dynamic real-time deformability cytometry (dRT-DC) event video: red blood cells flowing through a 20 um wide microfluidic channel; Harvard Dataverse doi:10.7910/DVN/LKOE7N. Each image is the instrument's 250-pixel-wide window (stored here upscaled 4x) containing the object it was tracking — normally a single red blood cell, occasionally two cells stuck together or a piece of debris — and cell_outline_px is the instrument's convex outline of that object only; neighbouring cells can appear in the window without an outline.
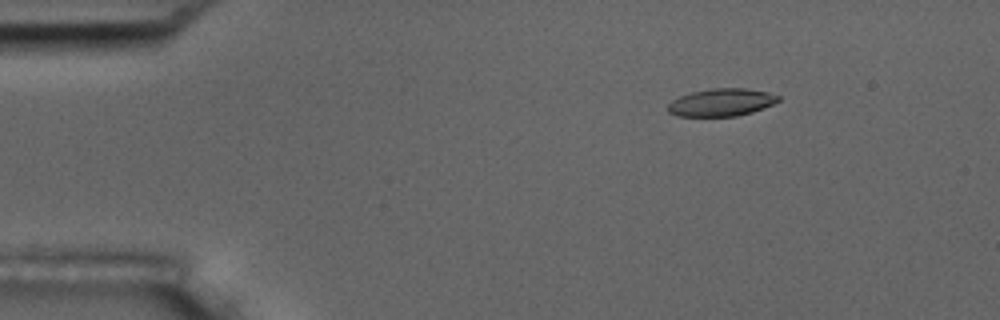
{"species": "common noctule bat (a hibernating species)", "species_latin": "Nyctalus noctula", "temperature_condition": "room temperature", "stored_images_in_passage": 7, "camera_frame_rate_fps": 3000, "um_per_image_px": 0.085, "animal": {"sex": "male", "body_mass_g": 17.5, "forearm_length_mm": 52.3}, "frame": {"image": 1, "passage_image": 3, "time_ms": 2.333, "image_size_px": [1000, 320], "cell_outline_px": [[780, 100], [764, 108], [752, 112], [736, 116], [676, 116], [668, 112], [668, 104], [672, 100], [680, 96], [692, 92], [712, 88], [744, 88], [768, 92], [780, 96]], "centroid_in_image_um": [61.32, 8.7], "position_along_channel_um": 23.7, "area_um2": 17.74}}
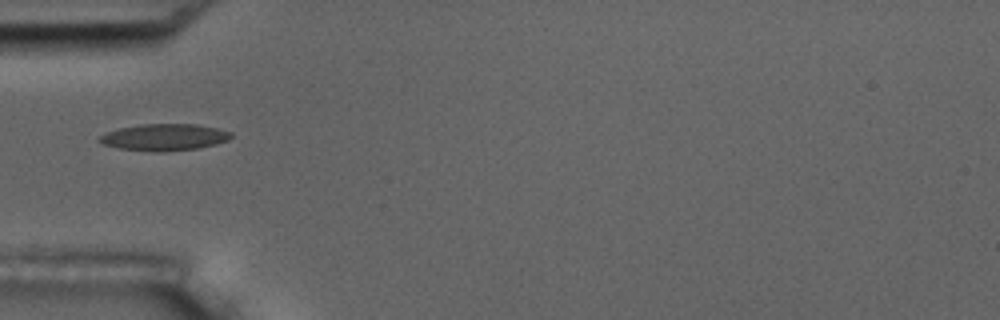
{"frame": {"image": 2, "passage_image": 6, "time_ms": 5.667, "image_size_px": [1000, 320], "cell_outline_px": [[232, 136], [228, 140], [216, 144], [196, 148], [160, 152], [156, 152], [116, 148], [104, 144], [96, 140], [104, 132], [120, 128], [140, 124], [196, 124], [216, 128], [232, 132]], "centroid_in_image_um": [13.93, 11.66], "position_along_channel_um": 71.1, "area_um2": 20.52}}